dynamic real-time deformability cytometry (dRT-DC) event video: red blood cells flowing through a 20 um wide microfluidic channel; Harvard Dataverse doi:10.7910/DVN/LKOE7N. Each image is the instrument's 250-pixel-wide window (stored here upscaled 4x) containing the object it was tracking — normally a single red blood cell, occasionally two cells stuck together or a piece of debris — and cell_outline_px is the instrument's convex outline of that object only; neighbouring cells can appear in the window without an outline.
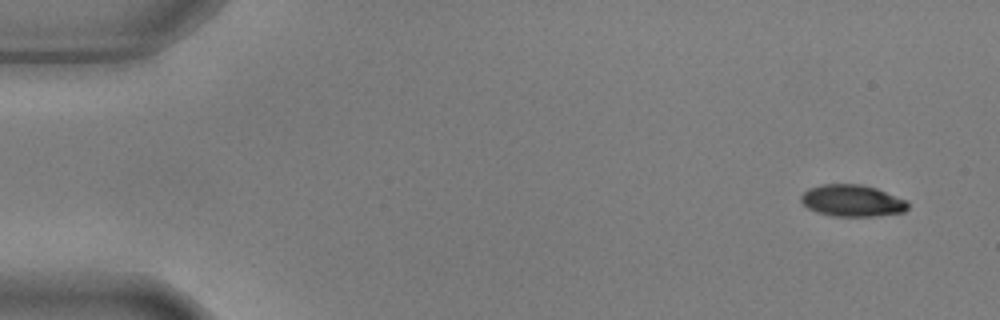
{"species": "common noctule bat (a hibernating species)", "species_latin": "Nyctalus noctula", "temperature_condition": "warm", "stored_images_in_passage": 4, "camera_frame_rate_fps": 3000, "um_per_image_px": 0.085, "animal": {"sex": "male", "body_mass_g": 17.9, "forearm_length_mm": 54.2}, "frame": {"image": 1, "passage_image": 1, "time_ms": 0.0, "image_size_px": [1000, 320], "cell_outline_px": [[908, 208], [904, 212], [876, 216], [832, 216], [816, 212], [808, 208], [800, 200], [800, 196], [808, 188], [820, 184], [860, 184], [876, 188], [908, 200]], "centroid_in_image_um": [72.43, 17.05], "position_along_channel_um": 12.6, "area_um2": 19.94}}